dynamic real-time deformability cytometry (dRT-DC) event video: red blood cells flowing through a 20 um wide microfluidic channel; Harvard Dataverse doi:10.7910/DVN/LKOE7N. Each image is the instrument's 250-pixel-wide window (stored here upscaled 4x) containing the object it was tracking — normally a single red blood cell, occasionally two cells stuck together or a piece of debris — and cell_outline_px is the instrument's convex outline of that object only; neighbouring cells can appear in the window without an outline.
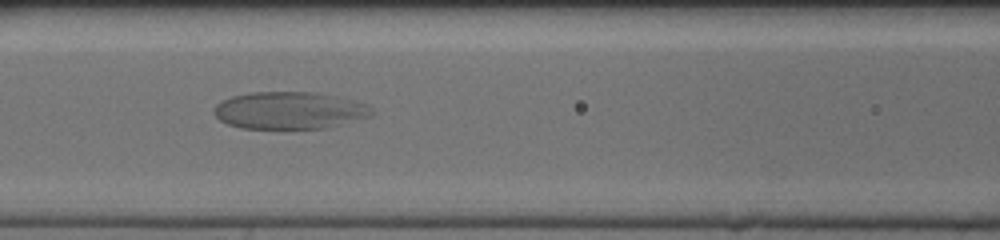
{"species": "human", "species_latin": "Homo sapiens", "temperature_condition": "cold", "stored_images_in_passage": 43, "camera_frame_rate_fps": 3000, "um_per_image_px": 0.085, "donor": {"sex": "female"}, "frame": {"image": 1, "passage_image": 12, "time_ms": 3.667, "image_size_px": [1000, 240], "cell_outline_px": [[372, 112], [368, 116], [324, 128], [284, 132], [240, 128], [228, 124], [220, 120], [216, 116], [216, 104], [232, 96], [252, 92], [312, 92], [332, 96], [364, 104]], "centroid_in_image_um": [24.49, 9.44], "position_along_channel_um": 142.1, "area_um2": 34.39}}
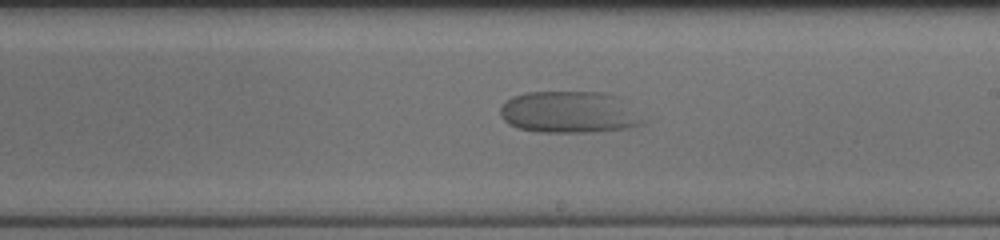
{"frame": {"image": 2, "passage_image": 20, "time_ms": 6.333, "image_size_px": [1000, 240], "cell_outline_px": [[648, 120], [640, 124], [628, 128], [592, 132], [540, 132], [516, 128], [508, 124], [500, 116], [500, 108], [512, 96], [524, 92], [604, 92], [616, 96]], "centroid_in_image_um": [48.37, 9.54], "position_along_channel_um": 240.6, "area_um2": 34.85}}
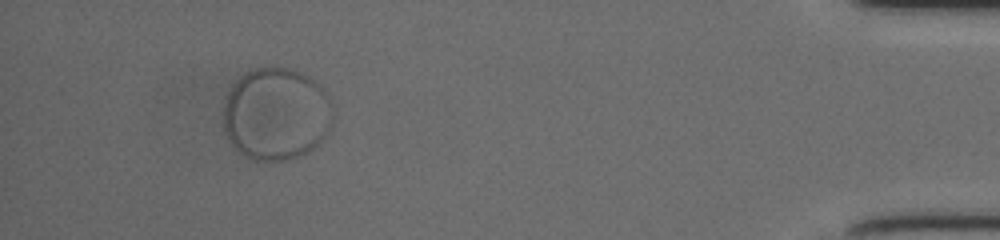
{"frame": {"image": 3, "passage_image": 39, "time_ms": 12.667, "image_size_px": [1000, 240], "cell_outline_px": [[332, 124], [324, 136], [304, 156], [288, 160], [252, 160], [240, 152], [228, 140], [224, 128], [224, 104], [228, 92], [236, 80], [248, 72], [256, 68], [276, 64], [300, 72], [308, 76], [320, 84], [328, 92], [332, 112]], "centroid_in_image_um": [23.49, 9.67], "position_along_channel_um": 411.7, "area_um2": 59.53}}